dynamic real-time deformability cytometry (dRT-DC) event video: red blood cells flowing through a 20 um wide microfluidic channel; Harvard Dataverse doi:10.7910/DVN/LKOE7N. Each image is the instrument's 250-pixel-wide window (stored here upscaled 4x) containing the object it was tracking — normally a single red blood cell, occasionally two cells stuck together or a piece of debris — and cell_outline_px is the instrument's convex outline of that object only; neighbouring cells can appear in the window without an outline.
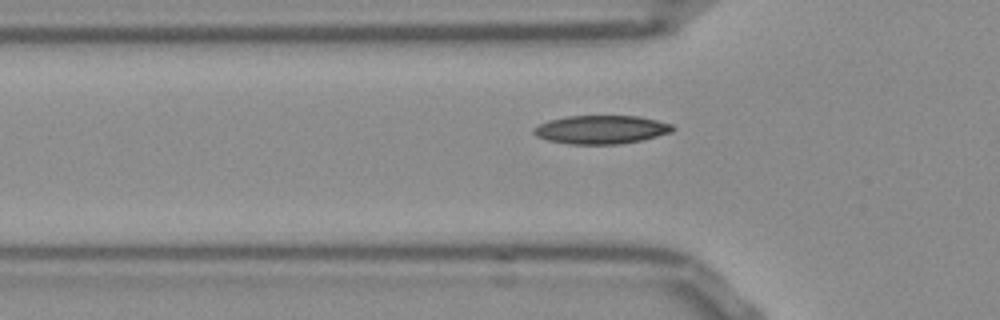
{"species": "Egyptian fruit bat (a non-hibernating species)", "species_latin": "Rousettus aegyptiacus", "temperature_condition": "room temperature", "stored_images_in_passage": 38, "camera_frame_rate_fps": 3000, "um_per_image_px": 0.085, "frame": {"image": 1, "passage_image": 4, "time_ms": 1.0, "image_size_px": [1000, 320], "cell_outline_px": [[676, 128], [672, 132], [644, 140], [620, 144], [568, 144], [548, 140], [536, 136], [532, 132], [532, 128], [548, 120], [568, 116], [640, 116], [672, 124]], "centroid_in_image_um": [51.11, 11.02], "position_along_channel_um": 74.7, "area_um2": 23.24}}
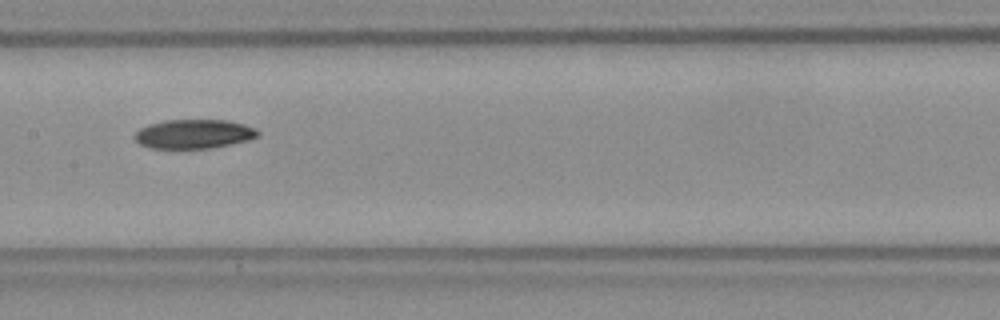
{"frame": {"image": 2, "passage_image": 13, "time_ms": 4.0, "image_size_px": [1000, 320], "cell_outline_px": [[260, 136], [248, 140], [212, 148], [148, 148], [140, 144], [132, 136], [140, 128], [148, 124], [164, 120], [228, 120], [244, 124], [256, 128], [260, 132]], "centroid_in_image_um": [16.48, 11.38], "position_along_channel_um": 190.9, "area_um2": 21.1}}
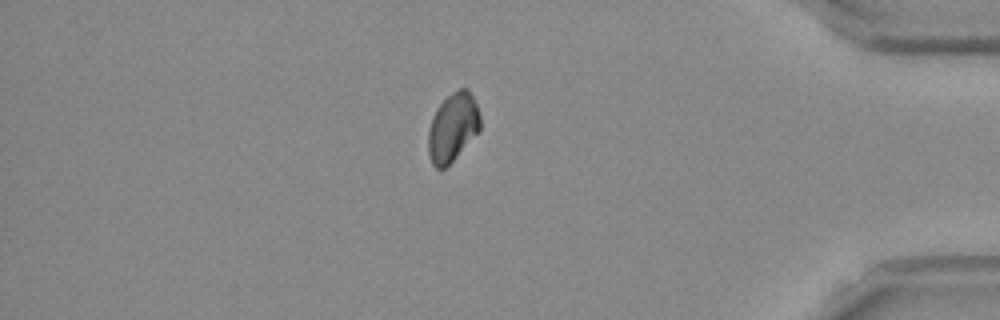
{"frame": {"image": 3, "passage_image": 32, "time_ms": 10.333, "image_size_px": [1000, 320], "cell_outline_px": [[480, 132], [444, 168], [436, 168], [432, 164], [428, 152], [428, 128], [432, 116], [436, 108], [452, 92], [460, 88], [468, 88], [476, 104], [480, 116]], "centroid_in_image_um": [38.48, 10.81], "position_along_channel_um": 396.7, "area_um2": 20.75}, "authors_computed_cell_mechanics": {"area_um2": 21.386, "velocity_mm_per_s": 3.8364, "shape_relaxation_time_tau1_ms": 9.1944, "shape_relaxation_time_tau2_ms": null, "deformation_change_tau1": 0.1495, "deformation_change_tau2": null}}